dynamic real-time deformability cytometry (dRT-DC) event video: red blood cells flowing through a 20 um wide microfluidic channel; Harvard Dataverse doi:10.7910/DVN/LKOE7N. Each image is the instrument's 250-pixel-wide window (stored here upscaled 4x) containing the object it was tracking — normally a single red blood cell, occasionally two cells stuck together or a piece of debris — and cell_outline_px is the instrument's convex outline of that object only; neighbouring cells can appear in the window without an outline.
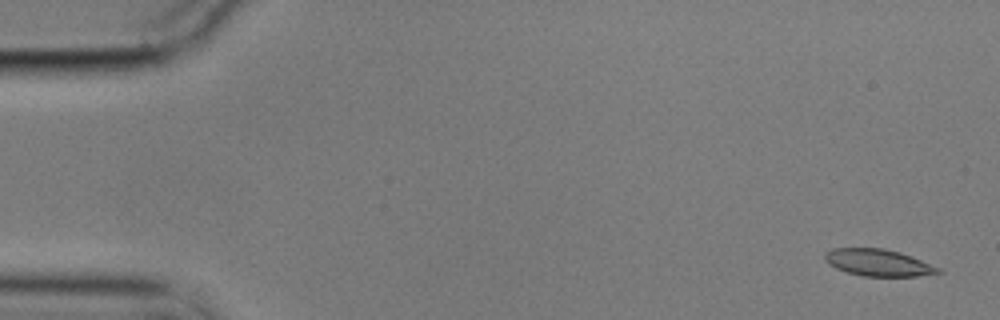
{"species": "common noctule bat (a hibernating species)", "species_latin": "Nyctalus noctula", "temperature_condition": "cold", "stored_images_in_passage": 56, "camera_frame_rate_fps": 3000, "um_per_image_px": 0.085, "animal": {"sex": "male", "body_mass_g": 17.9}, "frame": {"image": 1, "passage_image": 2, "time_ms": 0.333, "image_size_px": [1000, 320], "cell_outline_px": [[944, 272], [916, 276], [864, 276], [848, 272], [836, 268], [828, 264], [824, 260], [824, 252], [832, 248], [884, 248], [900, 252], [940, 268]], "centroid_in_image_um": [74.61, 22.31], "position_along_channel_um": 10.4, "area_um2": 17.69}}
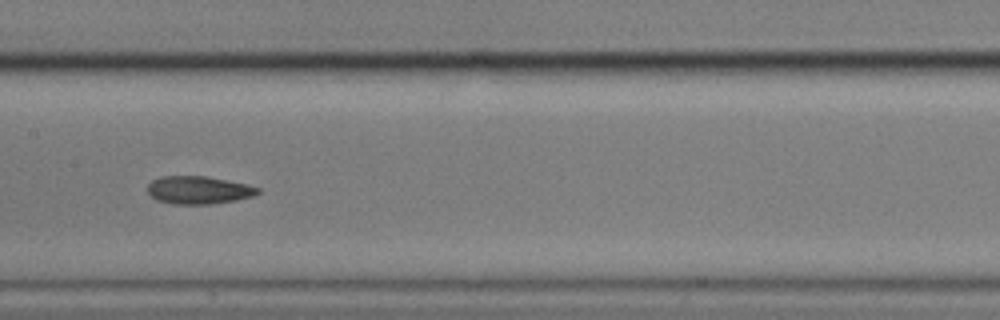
{"frame": {"image": 2, "passage_image": 28, "time_ms": 9.0, "image_size_px": [1000, 320], "cell_outline_px": [[260, 192], [252, 196], [236, 200], [208, 204], [172, 204], [156, 200], [148, 192], [148, 184], [152, 180], [164, 176], [204, 176], [248, 184], [260, 188]], "centroid_in_image_um": [16.88, 16.15], "position_along_channel_um": 190.5, "area_um2": 17.8}}
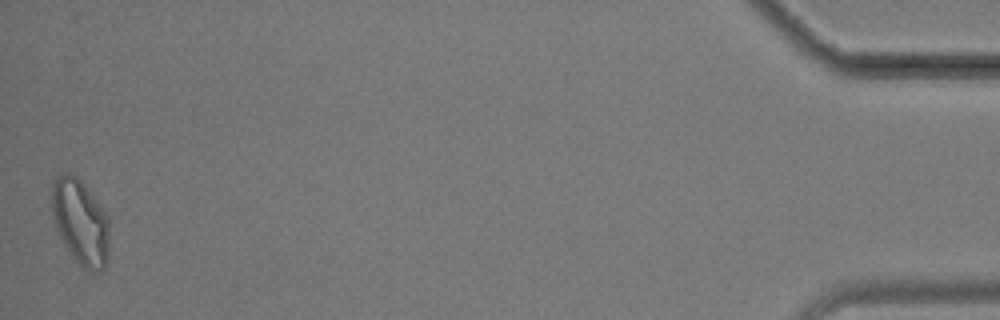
{"frame": {"image": 3, "passage_image": 56, "time_ms": 18.333, "image_size_px": [1000, 320], "cell_outline_px": [[108, 252], [104, 268], [100, 272], [92, 272], [84, 268], [72, 260], [56, 232], [52, 212], [52, 180], [56, 176], [64, 172], [68, 172], [76, 176], [84, 184], [104, 212], [108, 220]], "centroid_in_image_um": [6.79, 18.91], "position_along_channel_um": 428.4, "area_um2": 28.9}, "authors_computed_cell_mechanics": {"area_um2": 18.4093, "velocity_mm_per_s": 3.5182, "shape_relaxation_time_tau1_ms": 8.2231, "shape_relaxation_time_tau2_ms": 5.9213, "deformation_change_tau1": 0.1878, "deformation_change_tau2": 0.1093}}